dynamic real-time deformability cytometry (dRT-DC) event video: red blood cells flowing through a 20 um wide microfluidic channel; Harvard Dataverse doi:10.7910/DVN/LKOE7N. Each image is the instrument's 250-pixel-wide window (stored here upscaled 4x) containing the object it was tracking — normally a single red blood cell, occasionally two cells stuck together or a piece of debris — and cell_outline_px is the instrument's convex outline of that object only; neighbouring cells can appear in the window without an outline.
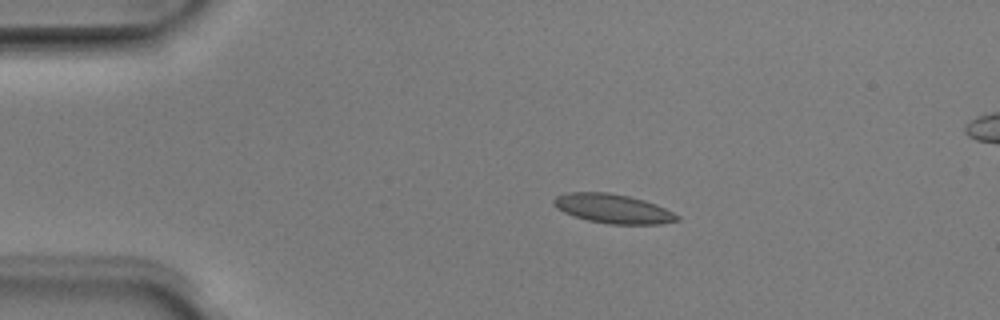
{"species": "Egyptian fruit bat (a non-hibernating species)", "species_latin": "Rousettus aegyptiacus", "temperature_condition": "room temperature", "stored_images_in_passage": 43, "segment_of_instrument_passage": [1, 2], "camera_frame_rate_fps": 3000, "um_per_image_px": 0.085, "animal": {"sex": "male"}, "frame": {"image": 1, "passage_image": 1, "time_ms": 0.0, "image_size_px": [1000, 320], "cell_outline_px": [[680, 220], [660, 224], [608, 224], [588, 220], [564, 212], [556, 208], [552, 204], [552, 200], [556, 196], [568, 192], [608, 192], [628, 196], [644, 200], [656, 204], [680, 216]], "centroid_in_image_um": [52.09, 17.73], "position_along_channel_um": 32.9, "area_um2": 20.98}}
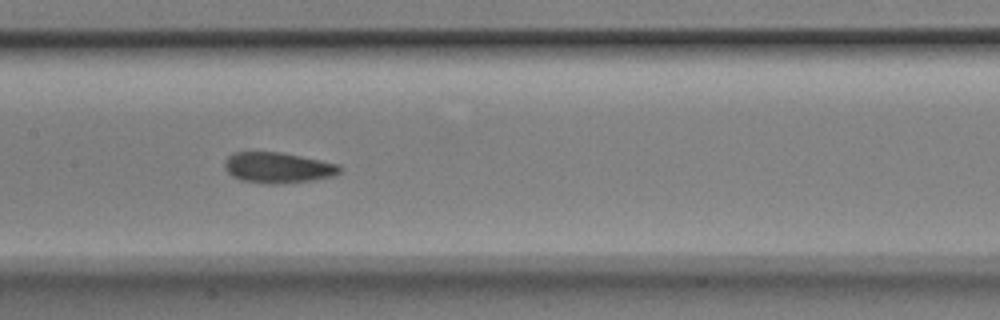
{"frame": {"image": 2, "passage_image": 16, "time_ms": 5.0, "image_size_px": [1000, 320], "cell_outline_px": [[340, 172], [336, 176], [312, 180], [276, 184], [264, 184], [240, 180], [232, 176], [224, 168], [224, 160], [232, 152], [280, 152], [340, 164]], "centroid_in_image_um": [23.6, 14.25], "position_along_channel_um": 183.8, "area_um2": 20.75}}
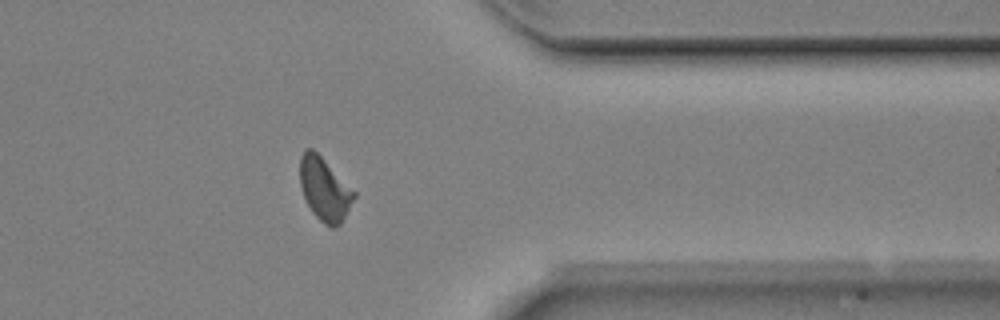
{"frame": {"image": 3, "passage_image": 32, "time_ms": 10.333, "image_size_px": [1000, 320], "cell_outline_px": [[356, 196], [340, 224], [332, 228], [324, 224], [312, 212], [304, 196], [300, 184], [300, 156], [304, 148], [312, 148], [356, 192]], "centroid_in_image_um": [27.58, 16.07], "position_along_channel_um": 383.8, "area_um2": 19.59}}